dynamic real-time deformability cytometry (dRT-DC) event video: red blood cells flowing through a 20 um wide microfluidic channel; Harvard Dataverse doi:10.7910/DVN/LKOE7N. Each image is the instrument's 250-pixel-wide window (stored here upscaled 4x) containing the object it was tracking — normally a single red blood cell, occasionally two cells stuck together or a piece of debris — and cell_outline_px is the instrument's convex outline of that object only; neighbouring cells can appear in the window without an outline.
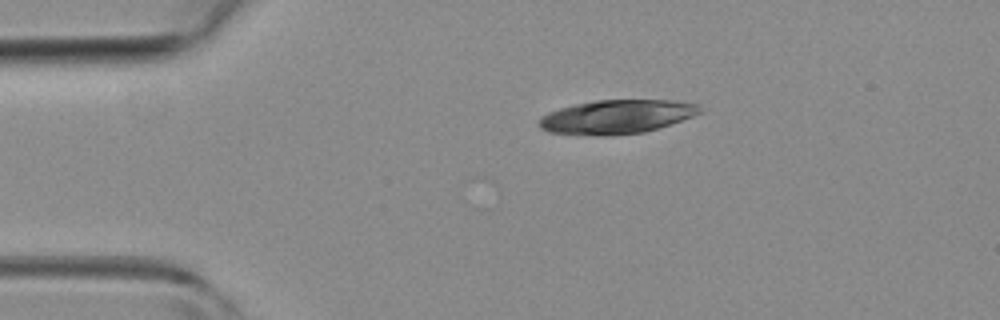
{"species": "common noctule bat (a hibernating species)", "species_latin": "Nyctalus noctula", "temperature_condition": "room temperature", "stored_images_in_passage": 4, "camera_frame_rate_fps": 3000, "um_per_image_px": 0.085, "animal": {"sex": "female", "body_mass_g": 19.3, "forearm_length_mm": 54.1}, "frame": {"image": 1, "passage_image": 2, "time_ms": 1.333, "image_size_px": [1000, 320], "cell_outline_px": [[704, 112], [644, 132], [608, 136], [596, 136], [548, 132], [540, 128], [536, 124], [536, 120], [540, 116], [548, 112], [560, 108], [576, 104], [596, 100], [672, 100], [700, 104]], "centroid_in_image_um": [52.36, 9.93], "position_along_channel_um": 32.6, "area_um2": 31.96}}